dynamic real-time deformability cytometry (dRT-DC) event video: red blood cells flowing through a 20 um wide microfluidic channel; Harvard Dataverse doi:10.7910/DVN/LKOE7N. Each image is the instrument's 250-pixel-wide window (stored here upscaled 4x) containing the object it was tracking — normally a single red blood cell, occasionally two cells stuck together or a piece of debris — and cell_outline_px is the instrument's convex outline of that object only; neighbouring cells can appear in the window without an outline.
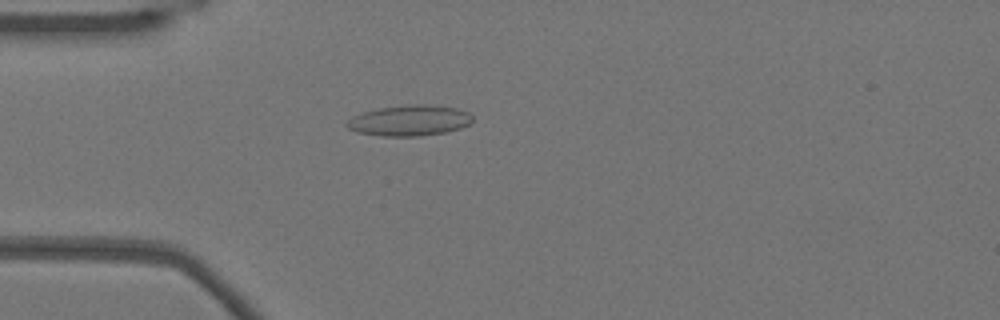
{"species": "Egyptian fruit bat (a non-hibernating species)", "species_latin": "Rousettus aegyptiacus", "temperature_condition": "warm", "stored_images_in_passage": 38, "camera_frame_rate_fps": 3000, "um_per_image_px": 0.085, "animal": {"sex": "female"}, "frame": {"image": 1, "passage_image": 4, "time_ms": 1.0, "image_size_px": [1000, 320], "cell_outline_px": [[472, 120], [468, 124], [460, 128], [444, 132], [420, 136], [380, 136], [356, 132], [348, 128], [344, 124], [352, 116], [364, 112], [380, 108], [412, 104], [424, 104], [456, 108], [468, 112], [472, 116]], "centroid_in_image_um": [34.77, 10.25], "position_along_channel_um": 50.2, "area_um2": 22.37}}
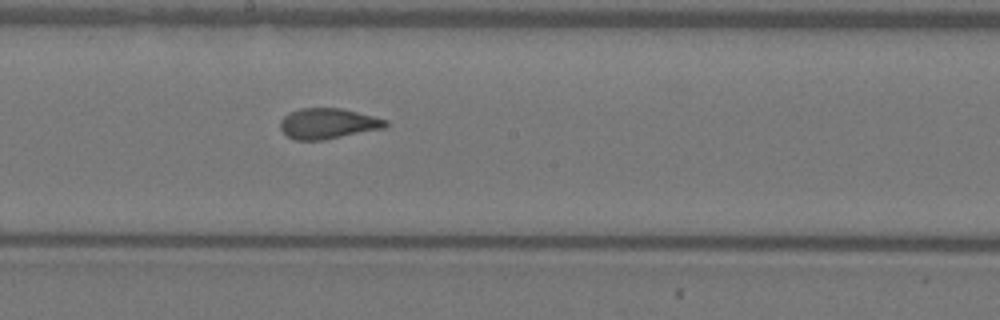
{"frame": {"image": 2, "passage_image": 18, "time_ms": 5.667, "image_size_px": [1000, 320], "cell_outline_px": [[388, 124], [384, 128], [324, 140], [296, 140], [288, 136], [280, 128], [280, 120], [288, 112], [300, 108], [340, 108], [388, 120]], "centroid_in_image_um": [27.85, 10.5], "position_along_channel_um": 220.4, "area_um2": 18.67}}
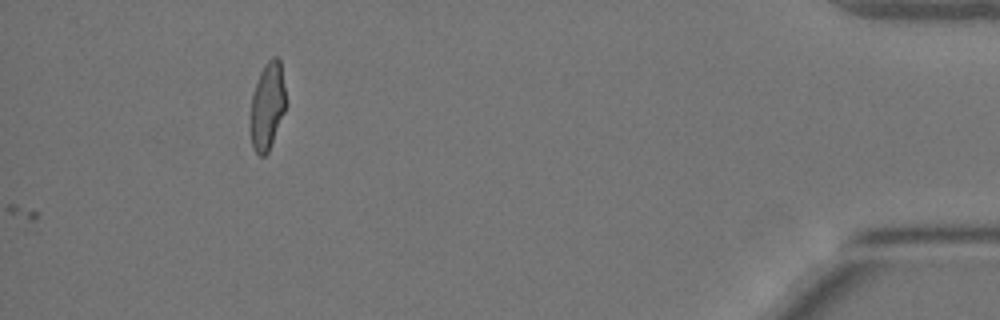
{"frame": {"image": 3, "passage_image": 38, "time_ms": 12.333, "image_size_px": [1000, 320], "cell_outline_px": [[288, 104], [268, 152], [264, 156], [260, 156], [252, 148], [252, 96], [260, 72], [268, 60], [272, 56], [276, 56], [280, 60]], "centroid_in_image_um": [22.78, 8.98], "position_along_channel_um": 412.4, "area_um2": 17.86}, "authors_computed_cell_mechanics": {"area_um2": 18.6405, "velocity_mm_per_s": 3.8433, "shape_relaxation_time_tau1_ms": 10.4296, "shape_relaxation_time_tau2_ms": 0.9322, "deformation_change_tau1": 0.2561, "deformation_change_tau2": 0.0731}}